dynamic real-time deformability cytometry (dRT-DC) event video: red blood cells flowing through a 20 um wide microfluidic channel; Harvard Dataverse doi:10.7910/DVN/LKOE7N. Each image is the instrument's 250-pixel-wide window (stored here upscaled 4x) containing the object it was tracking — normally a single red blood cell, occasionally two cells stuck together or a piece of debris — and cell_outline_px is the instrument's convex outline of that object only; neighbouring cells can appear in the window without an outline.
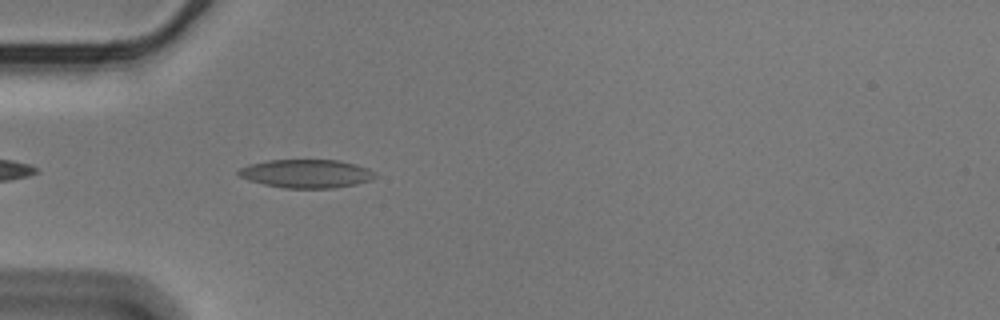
{"species": "Egyptian fruit bat (a non-hibernating species)", "species_latin": "Rousettus aegyptiacus", "temperature_condition": "cold", "stored_images_in_passage": 38, "camera_frame_rate_fps": 3000, "um_per_image_px": 0.085, "animal": {"sex": "male"}, "frame": {"image": 1, "passage_image": 3, "time_ms": 0.667, "image_size_px": [1000, 320], "cell_outline_px": [[376, 176], [368, 180], [356, 184], [332, 188], [284, 188], [264, 184], [248, 180], [240, 176], [236, 172], [240, 168], [248, 164], [268, 160], [336, 160], [356, 164], [368, 168]], "centroid_in_image_um": [25.99, 14.75], "position_along_channel_um": 59.0, "area_um2": 22.48}}
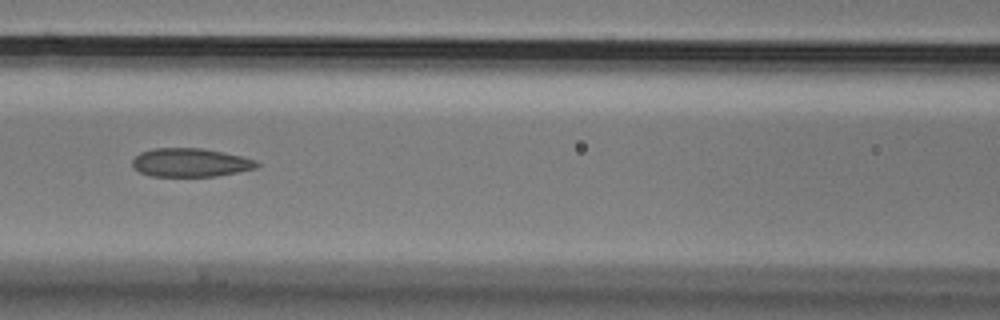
{"frame": {"image": 2, "passage_image": 11, "time_ms": 3.333, "image_size_px": [1000, 320], "cell_outline_px": [[260, 164], [256, 168], [216, 176], [152, 176], [140, 172], [132, 168], [132, 160], [140, 152], [156, 148], [200, 148], [240, 156], [256, 160]], "centroid_in_image_um": [16.15, 13.82], "position_along_channel_um": 150.5, "area_um2": 20.52}}
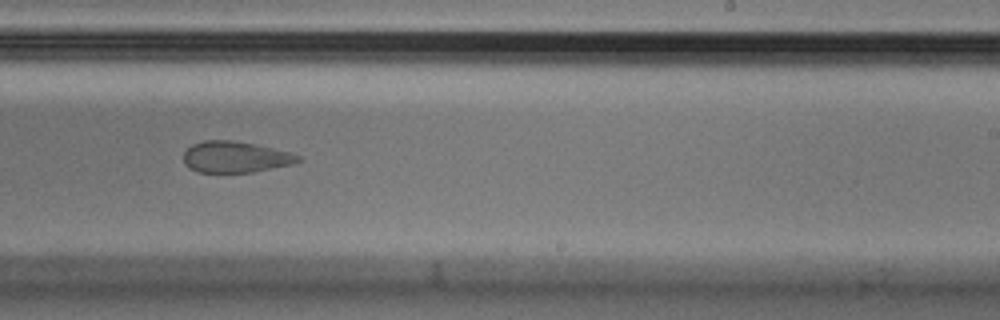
{"frame": {"image": 3, "passage_image": 21, "time_ms": 6.667, "image_size_px": [1000, 320], "cell_outline_px": [[304, 160], [292, 164], [252, 172], [196, 172], [184, 164], [184, 152], [192, 144], [204, 140], [228, 140], [252, 144], [288, 152], [300, 156]], "centroid_in_image_um": [19.98, 13.35], "position_along_channel_um": 269.0, "area_um2": 20.58}}